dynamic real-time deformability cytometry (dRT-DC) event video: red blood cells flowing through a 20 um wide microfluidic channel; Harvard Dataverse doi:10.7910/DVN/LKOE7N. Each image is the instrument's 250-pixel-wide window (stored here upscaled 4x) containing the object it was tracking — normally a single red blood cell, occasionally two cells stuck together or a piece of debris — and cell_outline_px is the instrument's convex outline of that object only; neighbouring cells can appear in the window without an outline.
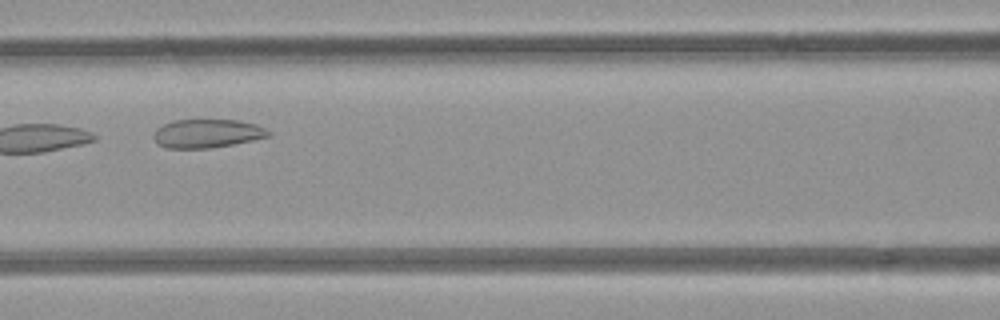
{"species": "common noctule bat (a hibernating species)", "species_latin": "Nyctalus noctula", "temperature_condition": "room temperature", "stored_images_in_passage": 8, "camera_frame_rate_fps": 3000, "um_per_image_px": 0.085, "animal": {"sex": "female", "body_mass_g": 21.9}, "frame": {"image": 1, "passage_image": 5, "time_ms": 4.667, "image_size_px": [1000, 320], "cell_outline_px": [[272, 132], [268, 136], [252, 140], [232, 144], [208, 148], [168, 148], [160, 144], [152, 136], [156, 128], [172, 120], [240, 120], [256, 124]], "centroid_in_image_um": [17.6, 11.33], "position_along_channel_um": 149.0, "area_um2": 18.96}}
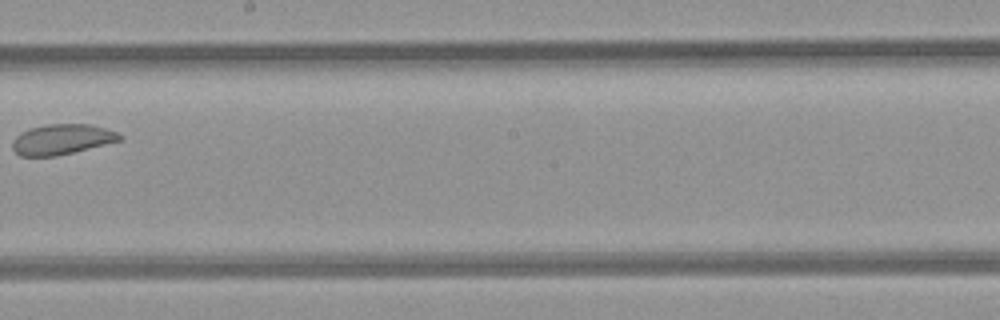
{"frame": {"image": 2, "passage_image": 7, "time_ms": 7.0, "image_size_px": [1000, 320], "cell_outline_px": [[124, 140], [56, 156], [20, 156], [12, 148], [12, 140], [20, 132], [32, 128], [48, 124], [88, 124], [104, 128], [116, 132], [124, 136]], "centroid_in_image_um": [5.28, 11.85], "position_along_channel_um": 242.9, "area_um2": 18.96}}
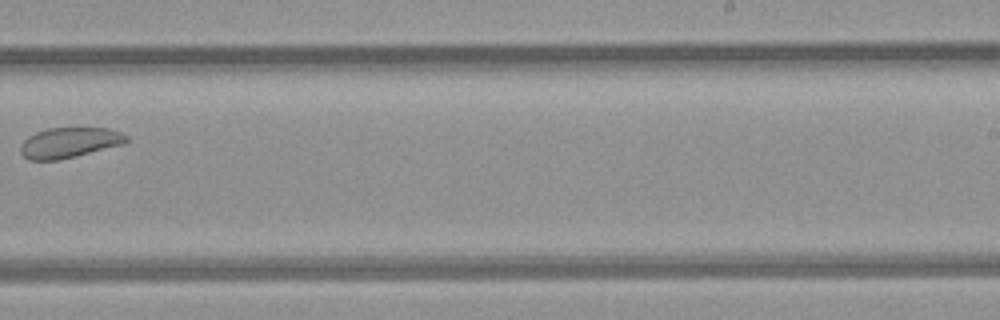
{"frame": {"image": 3, "passage_image": 8, "time_ms": 8.0, "image_size_px": [1000, 320], "cell_outline_px": [[132, 140], [124, 144], [60, 160], [28, 160], [20, 152], [20, 144], [28, 136], [36, 132], [48, 128], [108, 128], [120, 132], [128, 136]], "centroid_in_image_um": [5.91, 12.12], "position_along_channel_um": 283.1, "area_um2": 18.9}}